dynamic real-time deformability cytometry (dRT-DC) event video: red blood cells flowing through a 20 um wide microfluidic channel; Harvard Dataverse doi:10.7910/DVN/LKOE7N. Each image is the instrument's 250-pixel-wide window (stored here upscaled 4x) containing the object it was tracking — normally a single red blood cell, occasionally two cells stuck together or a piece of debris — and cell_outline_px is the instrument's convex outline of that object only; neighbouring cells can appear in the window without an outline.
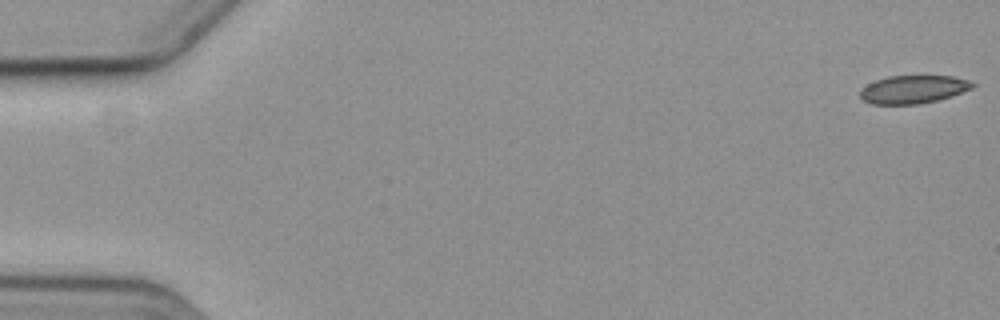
{"species": "common noctule bat (a hibernating species)", "species_latin": "Nyctalus noctula", "temperature_condition": "cold", "stored_images_in_passage": 6, "camera_frame_rate_fps": 3000, "um_per_image_px": 0.085, "animal": {"sex": "female", "body_mass_g": 19.3, "forearm_length_mm": 54.1}, "frame": {"image": 1, "passage_image": 1, "time_ms": 0.0, "image_size_px": [1000, 320], "cell_outline_px": [[976, 84], [972, 88], [952, 96], [936, 100], [916, 104], [872, 104], [864, 100], [860, 96], [860, 88], [876, 80], [888, 76], [952, 76], [972, 80]], "centroid_in_image_um": [77.65, 7.59], "position_along_channel_um": 7.4, "area_um2": 18.38}}
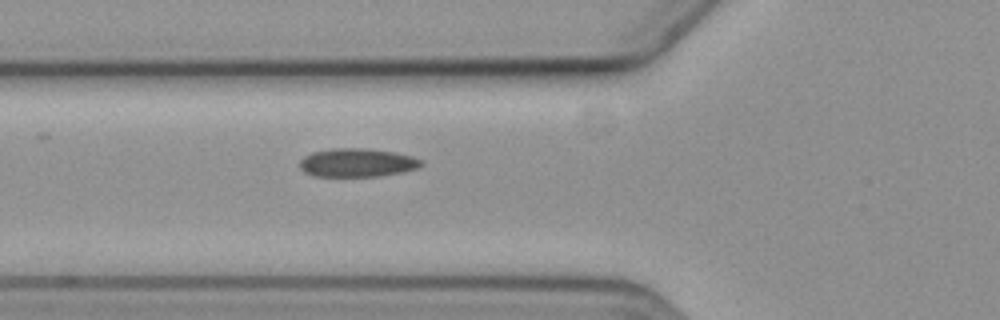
{"frame": {"image": 2, "passage_image": 6, "time_ms": 6.667, "image_size_px": [1000, 320], "cell_outline_px": [[424, 164], [416, 168], [404, 172], [380, 176], [312, 176], [304, 172], [300, 168], [300, 160], [304, 156], [312, 152], [332, 148], [364, 148], [396, 152], [412, 156], [424, 160]], "centroid_in_image_um": [30.38, 13.82], "position_along_channel_um": 95.4, "area_um2": 20.4}}